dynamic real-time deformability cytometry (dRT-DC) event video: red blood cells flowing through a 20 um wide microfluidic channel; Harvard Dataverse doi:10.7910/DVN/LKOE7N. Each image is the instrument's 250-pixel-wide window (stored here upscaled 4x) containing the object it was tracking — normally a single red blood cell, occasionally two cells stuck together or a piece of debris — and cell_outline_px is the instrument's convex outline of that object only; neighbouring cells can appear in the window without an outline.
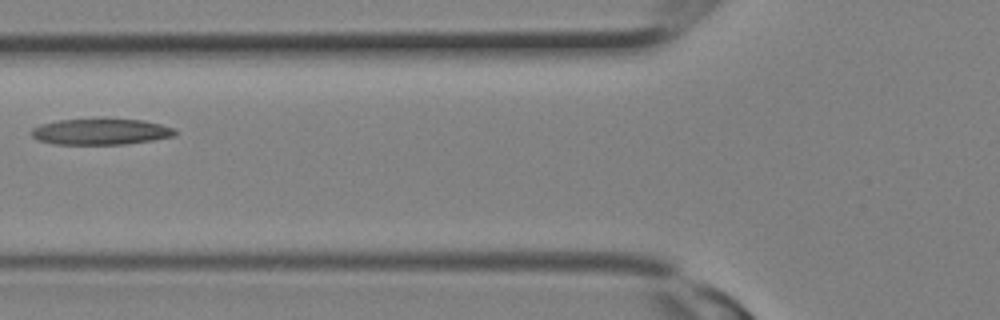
{"species": "Egyptian fruit bat (a non-hibernating species)", "species_latin": "Rousettus aegyptiacus", "temperature_condition": "room temperature", "stored_images_in_passage": 3, "camera_frame_rate_fps": 3000, "um_per_image_px": 0.085, "animal": {"sex": "female"}, "frame": {"image": 1, "passage_image": 3, "time_ms": 0.667, "image_size_px": [1000, 320], "cell_outline_px": [[176, 136], [152, 140], [124, 144], [52, 144], [36, 140], [32, 136], [32, 128], [40, 124], [60, 120], [144, 120], [176, 128]], "centroid_in_image_um": [8.57, 11.21], "position_along_channel_um": 117.2, "area_um2": 21.56}}